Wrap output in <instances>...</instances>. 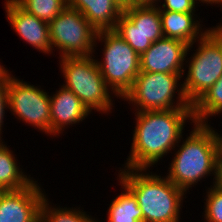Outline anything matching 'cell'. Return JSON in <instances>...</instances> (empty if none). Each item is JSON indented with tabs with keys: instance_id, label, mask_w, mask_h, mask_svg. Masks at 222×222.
<instances>
[{
	"instance_id": "obj_17",
	"label": "cell",
	"mask_w": 222,
	"mask_h": 222,
	"mask_svg": "<svg viewBox=\"0 0 222 222\" xmlns=\"http://www.w3.org/2000/svg\"><path fill=\"white\" fill-rule=\"evenodd\" d=\"M5 143L4 139L0 141V190L17 191L26 188L35 178L20 167L15 157L17 155Z\"/></svg>"
},
{
	"instance_id": "obj_31",
	"label": "cell",
	"mask_w": 222,
	"mask_h": 222,
	"mask_svg": "<svg viewBox=\"0 0 222 222\" xmlns=\"http://www.w3.org/2000/svg\"><path fill=\"white\" fill-rule=\"evenodd\" d=\"M221 21H222V20H221ZM216 26L222 31V23H221V22L218 23Z\"/></svg>"
},
{
	"instance_id": "obj_16",
	"label": "cell",
	"mask_w": 222,
	"mask_h": 222,
	"mask_svg": "<svg viewBox=\"0 0 222 222\" xmlns=\"http://www.w3.org/2000/svg\"><path fill=\"white\" fill-rule=\"evenodd\" d=\"M67 5L80 11L97 32L114 30L123 13L114 0H67Z\"/></svg>"
},
{
	"instance_id": "obj_24",
	"label": "cell",
	"mask_w": 222,
	"mask_h": 222,
	"mask_svg": "<svg viewBox=\"0 0 222 222\" xmlns=\"http://www.w3.org/2000/svg\"><path fill=\"white\" fill-rule=\"evenodd\" d=\"M8 70L0 77V138L3 137V126L5 121V113L8 112Z\"/></svg>"
},
{
	"instance_id": "obj_11",
	"label": "cell",
	"mask_w": 222,
	"mask_h": 222,
	"mask_svg": "<svg viewBox=\"0 0 222 222\" xmlns=\"http://www.w3.org/2000/svg\"><path fill=\"white\" fill-rule=\"evenodd\" d=\"M36 179L26 188L0 192V222H40L45 189Z\"/></svg>"
},
{
	"instance_id": "obj_5",
	"label": "cell",
	"mask_w": 222,
	"mask_h": 222,
	"mask_svg": "<svg viewBox=\"0 0 222 222\" xmlns=\"http://www.w3.org/2000/svg\"><path fill=\"white\" fill-rule=\"evenodd\" d=\"M195 43L188 46L183 74L185 77L182 78L183 90L191 105L222 77V31L212 26ZM194 45L196 49L192 50ZM190 50L195 52L189 55Z\"/></svg>"
},
{
	"instance_id": "obj_23",
	"label": "cell",
	"mask_w": 222,
	"mask_h": 222,
	"mask_svg": "<svg viewBox=\"0 0 222 222\" xmlns=\"http://www.w3.org/2000/svg\"><path fill=\"white\" fill-rule=\"evenodd\" d=\"M163 1V2H162ZM160 0L156 6L159 11H174L182 13H196L200 4L197 0Z\"/></svg>"
},
{
	"instance_id": "obj_27",
	"label": "cell",
	"mask_w": 222,
	"mask_h": 222,
	"mask_svg": "<svg viewBox=\"0 0 222 222\" xmlns=\"http://www.w3.org/2000/svg\"><path fill=\"white\" fill-rule=\"evenodd\" d=\"M211 130L213 131L214 133V136H215V140H216V146H217V151H222V134L221 132L218 133L217 132V129H214L210 123L207 124Z\"/></svg>"
},
{
	"instance_id": "obj_14",
	"label": "cell",
	"mask_w": 222,
	"mask_h": 222,
	"mask_svg": "<svg viewBox=\"0 0 222 222\" xmlns=\"http://www.w3.org/2000/svg\"><path fill=\"white\" fill-rule=\"evenodd\" d=\"M59 87L49 94L52 139L62 136L66 128L82 123L92 114L72 91L62 85Z\"/></svg>"
},
{
	"instance_id": "obj_4",
	"label": "cell",
	"mask_w": 222,
	"mask_h": 222,
	"mask_svg": "<svg viewBox=\"0 0 222 222\" xmlns=\"http://www.w3.org/2000/svg\"><path fill=\"white\" fill-rule=\"evenodd\" d=\"M95 57L59 58V69L65 78L62 86L72 91L91 113L94 110L109 115L115 107L113 98L118 97L104 81Z\"/></svg>"
},
{
	"instance_id": "obj_18",
	"label": "cell",
	"mask_w": 222,
	"mask_h": 222,
	"mask_svg": "<svg viewBox=\"0 0 222 222\" xmlns=\"http://www.w3.org/2000/svg\"><path fill=\"white\" fill-rule=\"evenodd\" d=\"M121 192L112 199L108 207L107 222H143V212L134 194L119 180ZM105 222V220H104Z\"/></svg>"
},
{
	"instance_id": "obj_20",
	"label": "cell",
	"mask_w": 222,
	"mask_h": 222,
	"mask_svg": "<svg viewBox=\"0 0 222 222\" xmlns=\"http://www.w3.org/2000/svg\"><path fill=\"white\" fill-rule=\"evenodd\" d=\"M51 203L46 195L41 203V222H95L96 220L95 217L84 211L81 205L75 208L62 207L57 204H53V206Z\"/></svg>"
},
{
	"instance_id": "obj_3",
	"label": "cell",
	"mask_w": 222,
	"mask_h": 222,
	"mask_svg": "<svg viewBox=\"0 0 222 222\" xmlns=\"http://www.w3.org/2000/svg\"><path fill=\"white\" fill-rule=\"evenodd\" d=\"M192 128L189 135L186 138L182 136L174 148L169 172L164 174L186 194L202 179L211 176L214 180L212 176L215 175L217 146L214 133L207 124L194 123Z\"/></svg>"
},
{
	"instance_id": "obj_9",
	"label": "cell",
	"mask_w": 222,
	"mask_h": 222,
	"mask_svg": "<svg viewBox=\"0 0 222 222\" xmlns=\"http://www.w3.org/2000/svg\"><path fill=\"white\" fill-rule=\"evenodd\" d=\"M8 69V111L27 126L51 137L50 96L41 86L15 77Z\"/></svg>"
},
{
	"instance_id": "obj_26",
	"label": "cell",
	"mask_w": 222,
	"mask_h": 222,
	"mask_svg": "<svg viewBox=\"0 0 222 222\" xmlns=\"http://www.w3.org/2000/svg\"><path fill=\"white\" fill-rule=\"evenodd\" d=\"M114 1L122 11L137 5L135 0H114Z\"/></svg>"
},
{
	"instance_id": "obj_8",
	"label": "cell",
	"mask_w": 222,
	"mask_h": 222,
	"mask_svg": "<svg viewBox=\"0 0 222 222\" xmlns=\"http://www.w3.org/2000/svg\"><path fill=\"white\" fill-rule=\"evenodd\" d=\"M49 33L53 51L59 57L90 56L95 53L96 29L74 8L67 6L49 23Z\"/></svg>"
},
{
	"instance_id": "obj_25",
	"label": "cell",
	"mask_w": 222,
	"mask_h": 222,
	"mask_svg": "<svg viewBox=\"0 0 222 222\" xmlns=\"http://www.w3.org/2000/svg\"><path fill=\"white\" fill-rule=\"evenodd\" d=\"M212 185L222 188V151H216L215 156V175Z\"/></svg>"
},
{
	"instance_id": "obj_7",
	"label": "cell",
	"mask_w": 222,
	"mask_h": 222,
	"mask_svg": "<svg viewBox=\"0 0 222 222\" xmlns=\"http://www.w3.org/2000/svg\"><path fill=\"white\" fill-rule=\"evenodd\" d=\"M103 45L102 58L97 65L107 86L120 99L131 89L140 72V55L114 30L99 31L95 39Z\"/></svg>"
},
{
	"instance_id": "obj_29",
	"label": "cell",
	"mask_w": 222,
	"mask_h": 222,
	"mask_svg": "<svg viewBox=\"0 0 222 222\" xmlns=\"http://www.w3.org/2000/svg\"><path fill=\"white\" fill-rule=\"evenodd\" d=\"M160 0H135L137 5H156Z\"/></svg>"
},
{
	"instance_id": "obj_21",
	"label": "cell",
	"mask_w": 222,
	"mask_h": 222,
	"mask_svg": "<svg viewBox=\"0 0 222 222\" xmlns=\"http://www.w3.org/2000/svg\"><path fill=\"white\" fill-rule=\"evenodd\" d=\"M26 12L48 24L68 5L67 0H14Z\"/></svg>"
},
{
	"instance_id": "obj_15",
	"label": "cell",
	"mask_w": 222,
	"mask_h": 222,
	"mask_svg": "<svg viewBox=\"0 0 222 222\" xmlns=\"http://www.w3.org/2000/svg\"><path fill=\"white\" fill-rule=\"evenodd\" d=\"M159 13L164 37L177 39L188 45L194 44L212 28L203 27L205 26L202 24L203 19L201 21L196 13L174 11H159Z\"/></svg>"
},
{
	"instance_id": "obj_1",
	"label": "cell",
	"mask_w": 222,
	"mask_h": 222,
	"mask_svg": "<svg viewBox=\"0 0 222 222\" xmlns=\"http://www.w3.org/2000/svg\"><path fill=\"white\" fill-rule=\"evenodd\" d=\"M134 115L131 149L127 160L119 168L149 169L157 166L163 157L172 154L184 136L186 123H195L193 108L135 111Z\"/></svg>"
},
{
	"instance_id": "obj_2",
	"label": "cell",
	"mask_w": 222,
	"mask_h": 222,
	"mask_svg": "<svg viewBox=\"0 0 222 222\" xmlns=\"http://www.w3.org/2000/svg\"><path fill=\"white\" fill-rule=\"evenodd\" d=\"M119 169L116 178L136 197L143 222H180L185 192L152 170Z\"/></svg>"
},
{
	"instance_id": "obj_19",
	"label": "cell",
	"mask_w": 222,
	"mask_h": 222,
	"mask_svg": "<svg viewBox=\"0 0 222 222\" xmlns=\"http://www.w3.org/2000/svg\"><path fill=\"white\" fill-rule=\"evenodd\" d=\"M195 123H211L212 116L222 115V77L193 105Z\"/></svg>"
},
{
	"instance_id": "obj_28",
	"label": "cell",
	"mask_w": 222,
	"mask_h": 222,
	"mask_svg": "<svg viewBox=\"0 0 222 222\" xmlns=\"http://www.w3.org/2000/svg\"><path fill=\"white\" fill-rule=\"evenodd\" d=\"M199 3H203L201 5L206 4L207 6L217 5L216 7H220L222 9V0H197ZM222 12V10H221Z\"/></svg>"
},
{
	"instance_id": "obj_12",
	"label": "cell",
	"mask_w": 222,
	"mask_h": 222,
	"mask_svg": "<svg viewBox=\"0 0 222 222\" xmlns=\"http://www.w3.org/2000/svg\"><path fill=\"white\" fill-rule=\"evenodd\" d=\"M188 44L162 37L140 56V72L184 74Z\"/></svg>"
},
{
	"instance_id": "obj_22",
	"label": "cell",
	"mask_w": 222,
	"mask_h": 222,
	"mask_svg": "<svg viewBox=\"0 0 222 222\" xmlns=\"http://www.w3.org/2000/svg\"><path fill=\"white\" fill-rule=\"evenodd\" d=\"M205 193L204 222H222V188L210 185Z\"/></svg>"
},
{
	"instance_id": "obj_30",
	"label": "cell",
	"mask_w": 222,
	"mask_h": 222,
	"mask_svg": "<svg viewBox=\"0 0 222 222\" xmlns=\"http://www.w3.org/2000/svg\"><path fill=\"white\" fill-rule=\"evenodd\" d=\"M7 67H5V65H3L0 61V77L7 71Z\"/></svg>"
},
{
	"instance_id": "obj_13",
	"label": "cell",
	"mask_w": 222,
	"mask_h": 222,
	"mask_svg": "<svg viewBox=\"0 0 222 222\" xmlns=\"http://www.w3.org/2000/svg\"><path fill=\"white\" fill-rule=\"evenodd\" d=\"M6 19L12 30L38 52L52 55L49 24L22 9L14 0H5Z\"/></svg>"
},
{
	"instance_id": "obj_6",
	"label": "cell",
	"mask_w": 222,
	"mask_h": 222,
	"mask_svg": "<svg viewBox=\"0 0 222 222\" xmlns=\"http://www.w3.org/2000/svg\"><path fill=\"white\" fill-rule=\"evenodd\" d=\"M182 78L183 74L139 72L131 89L120 100L127 101L133 113L193 108L185 96Z\"/></svg>"
},
{
	"instance_id": "obj_10",
	"label": "cell",
	"mask_w": 222,
	"mask_h": 222,
	"mask_svg": "<svg viewBox=\"0 0 222 222\" xmlns=\"http://www.w3.org/2000/svg\"><path fill=\"white\" fill-rule=\"evenodd\" d=\"M114 31L140 56L155 41L164 37L156 5H135L123 10Z\"/></svg>"
}]
</instances>
